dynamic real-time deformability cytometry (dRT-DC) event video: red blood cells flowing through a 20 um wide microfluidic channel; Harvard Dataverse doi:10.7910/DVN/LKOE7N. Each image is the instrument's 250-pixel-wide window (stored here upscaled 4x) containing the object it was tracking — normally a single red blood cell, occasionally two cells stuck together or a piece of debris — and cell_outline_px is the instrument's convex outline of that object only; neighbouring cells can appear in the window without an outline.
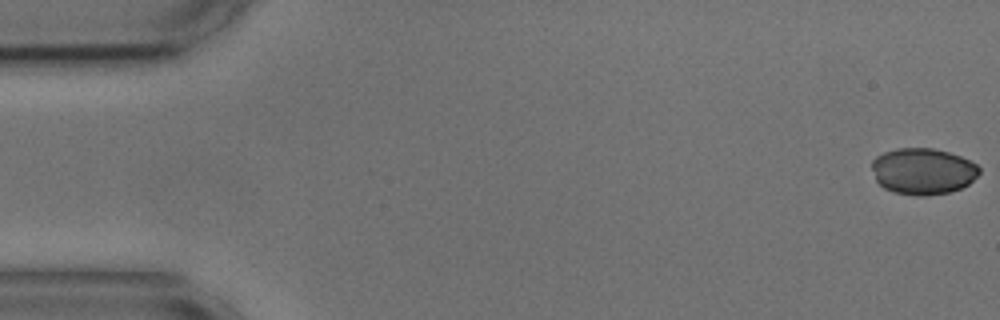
{"species": "common noctule bat (a hibernating species)", "species_latin": "Nyctalus noctula", "temperature_condition": "cold", "stored_images_in_passage": 55, "camera_frame_rate_fps": 3000, "um_per_image_px": 0.085, "animal": {"sex": "male", "body_mass_g": 17.9, "forearm_length_mm": 54.2}, "frame": {"image": 1, "passage_image": 1, "time_ms": 0.0, "image_size_px": [1000, 320], "cell_outline_px": [[980, 172], [968, 184], [960, 188], [948, 192], [924, 196], [916, 196], [892, 192], [884, 188], [876, 180], [872, 168], [872, 160], [876, 156], [884, 152], [896, 148], [936, 148], [960, 156], [976, 164], [980, 168]], "centroid_in_image_um": [78.43, 14.55], "position_along_channel_um": 6.6, "area_um2": 29.02}}
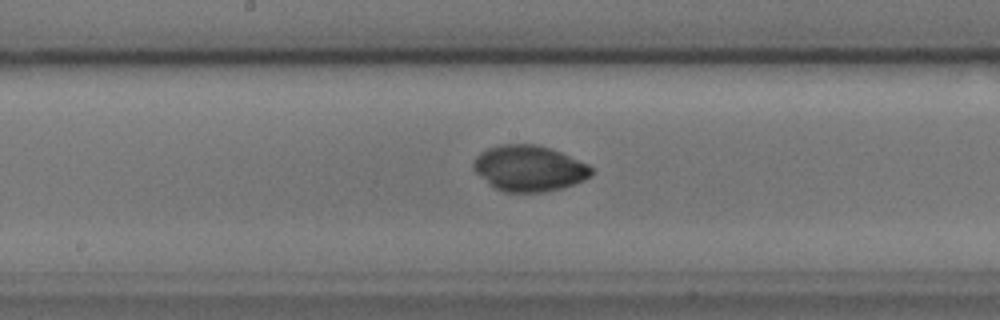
{"frame": {"image": 2, "passage_image": 28, "time_ms": 9.0, "image_size_px": [1000, 320], "cell_outline_px": [[596, 172], [592, 176], [584, 180], [560, 188], [544, 192], [504, 192], [488, 184], [472, 168], [472, 164], [476, 156], [480, 152], [488, 148], [500, 144], [536, 144], [552, 148], [588, 164]], "centroid_in_image_um": [44.98, 14.3], "position_along_channel_um": 203.2, "area_um2": 31.73}}
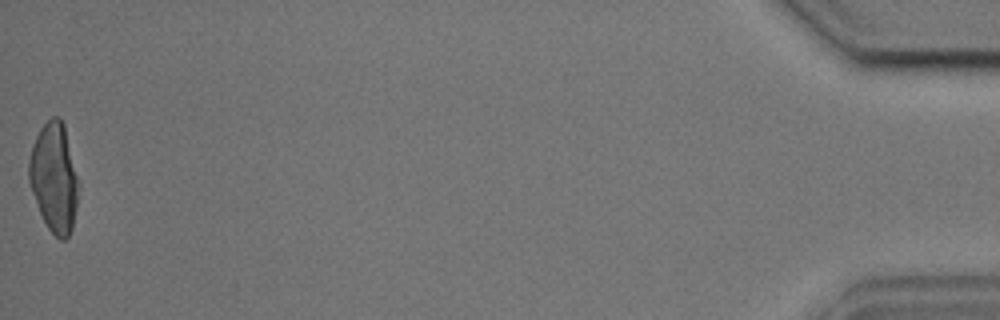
{"frame": {"image": 3, "passage_image": 55, "time_ms": 18.0, "image_size_px": [1000, 320], "cell_outline_px": [[80, 184], [76, 208], [72, 228], [68, 236], [64, 240], [60, 240], [48, 228], [40, 212], [32, 192], [28, 180], [28, 160], [32, 144], [40, 128], [52, 116], [60, 116], [64, 124]], "centroid_in_image_um": [4.6, 15.07], "position_along_channel_um": 430.6, "area_um2": 31.73}}